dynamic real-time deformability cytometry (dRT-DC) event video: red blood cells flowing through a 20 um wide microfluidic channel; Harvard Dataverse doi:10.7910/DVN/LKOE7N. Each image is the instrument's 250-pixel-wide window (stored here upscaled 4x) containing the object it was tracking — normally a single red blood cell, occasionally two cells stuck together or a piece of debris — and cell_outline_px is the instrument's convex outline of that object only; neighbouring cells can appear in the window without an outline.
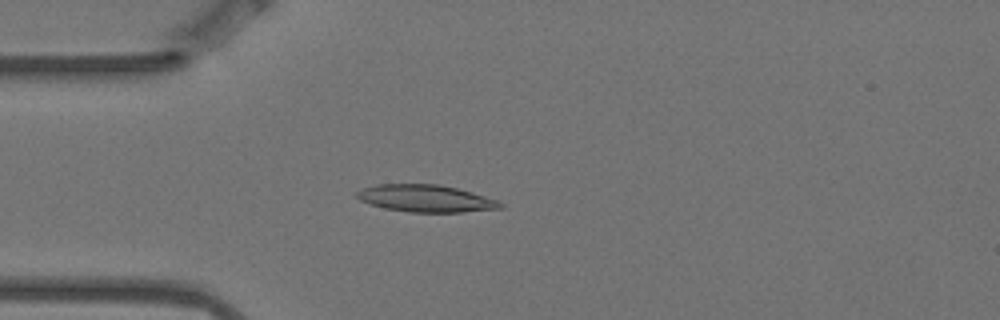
{"species": "Egyptian fruit bat (a non-hibernating species)", "species_latin": "Rousettus aegyptiacus", "temperature_condition": "warm", "stored_images_in_passage": 3, "camera_frame_rate_fps": 3000, "um_per_image_px": 0.085, "animal": {"sex": "female"}, "frame": {"image": 1, "passage_image": 3, "time_ms": 0.667, "image_size_px": [1000, 320], "cell_outline_px": [[504, 208], [460, 212], [412, 212], [384, 208], [368, 204], [360, 200], [356, 196], [356, 192], [364, 188], [376, 184], [436, 184], [456, 188], [472, 192], [496, 200], [504, 204]], "centroid_in_image_um": [36.17, 16.87], "position_along_channel_um": 48.8, "area_um2": 22.6}}